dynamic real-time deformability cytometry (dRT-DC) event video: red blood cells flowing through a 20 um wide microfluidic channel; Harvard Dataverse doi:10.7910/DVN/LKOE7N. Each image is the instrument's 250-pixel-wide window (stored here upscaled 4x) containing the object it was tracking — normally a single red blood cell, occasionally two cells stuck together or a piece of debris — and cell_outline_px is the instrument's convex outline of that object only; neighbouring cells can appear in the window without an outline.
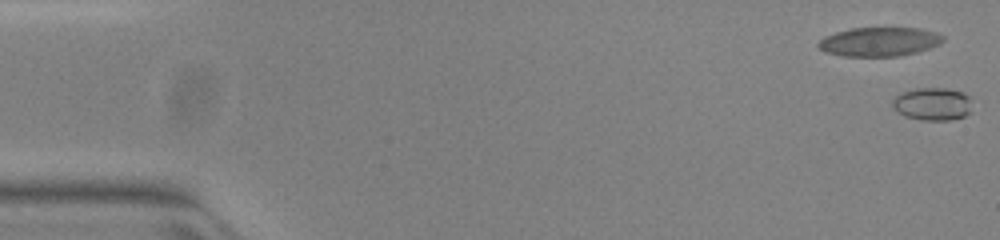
{"species": "common noctule bat (a hibernating species)", "species_latin": "Nyctalus noctula", "temperature_condition": "warm", "stored_images_in_passage": 2, "camera_frame_rate_fps": 3000, "um_per_image_px": 0.085, "animal": {"sex": "female", "body_mass_g": 23.0, "forearm_length_mm": 53.4}, "frame": {"image": 1, "passage_image": 2, "time_ms": 0.333, "image_size_px": [1000, 240], "cell_outline_px": [[972, 112], [964, 116], [952, 120], [920, 120], [904, 116], [896, 112], [892, 108], [892, 100], [896, 96], [904, 92], [916, 88], [944, 88], [964, 92], [972, 96]], "centroid_in_image_um": [79.31, 8.84], "position_along_channel_um": 5.7, "area_um2": 15.66}}